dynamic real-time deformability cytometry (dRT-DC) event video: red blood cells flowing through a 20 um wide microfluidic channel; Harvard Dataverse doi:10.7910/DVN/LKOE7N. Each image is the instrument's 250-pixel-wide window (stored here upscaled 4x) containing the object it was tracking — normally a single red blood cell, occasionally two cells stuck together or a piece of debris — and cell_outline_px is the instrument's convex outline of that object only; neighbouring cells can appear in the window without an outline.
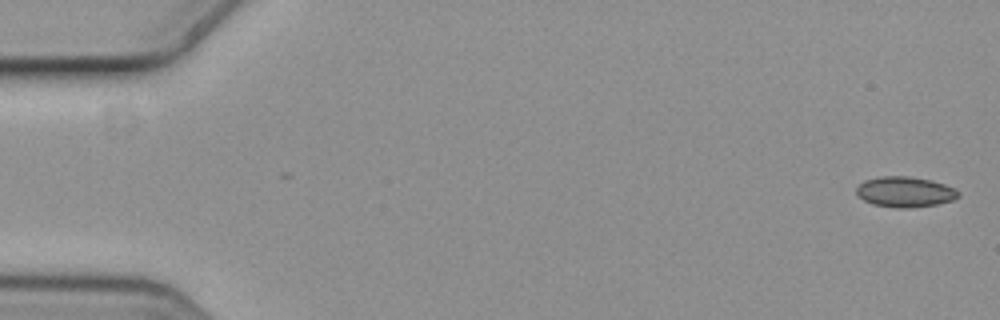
{"species": "common noctule bat (a hibernating species)", "species_latin": "Nyctalus noctula", "temperature_condition": "cold", "stored_images_in_passage": 7, "camera_frame_rate_fps": 3000, "um_per_image_px": 0.085, "animal": {"sex": "female", "body_mass_g": 19.3, "forearm_length_mm": 54.1}, "frame": {"image": 1, "passage_image": 1, "time_ms": 0.0, "image_size_px": [1000, 320], "cell_outline_px": [[960, 196], [952, 200], [936, 204], [912, 208], [896, 208], [872, 204], [864, 200], [856, 192], [856, 188], [864, 180], [880, 176], [908, 176], [928, 180], [944, 184], [960, 192]], "centroid_in_image_um": [76.91, 16.31], "position_along_channel_um": 8.1, "area_um2": 17.98}}